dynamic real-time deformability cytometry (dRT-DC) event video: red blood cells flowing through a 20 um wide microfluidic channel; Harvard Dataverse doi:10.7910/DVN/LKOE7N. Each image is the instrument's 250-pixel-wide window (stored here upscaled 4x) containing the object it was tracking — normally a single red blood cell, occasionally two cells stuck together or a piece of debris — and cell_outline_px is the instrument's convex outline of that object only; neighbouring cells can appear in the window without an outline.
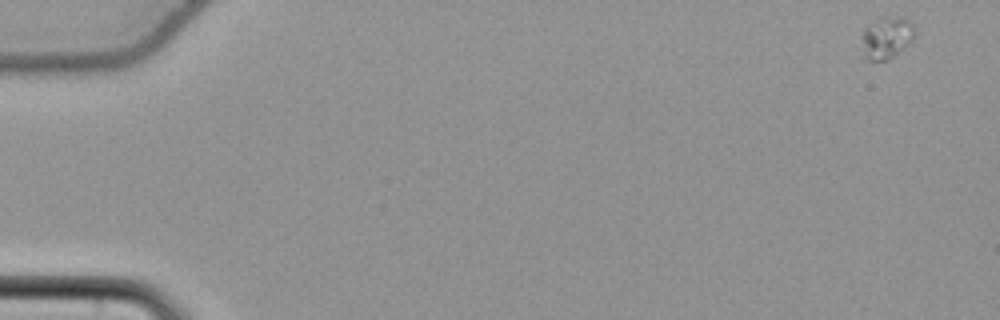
{"species": "common noctule bat (a hibernating species)", "species_latin": "Nyctalus noctula", "temperature_condition": "cold", "stored_images_in_passage": 12, "segment_of_instrument_passage": [1, 2], "camera_frame_rate_fps": 3000, "um_per_image_px": 0.085, "animal": {"sex": "female", "body_mass_g": 22.7, "forearm_length_mm": 54.2}, "frame": {"image": 1, "passage_image": 1, "time_ms": 0.0, "image_size_px": [1000, 320], "cell_outline_px": [[912, 40], [908, 44], [888, 60], [864, 60], [860, 36], [868, 28], [888, 16], [904, 16], [912, 24]], "centroid_in_image_um": [75.33, 3.24], "position_along_channel_um": 9.7, "area_um2": 12.48}}